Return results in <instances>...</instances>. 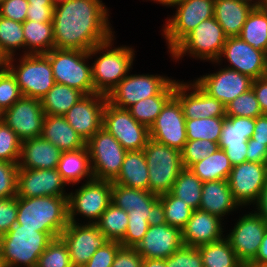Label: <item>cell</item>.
<instances>
[{"label":"cell","instance_id":"cell-1","mask_svg":"<svg viewBox=\"0 0 267 267\" xmlns=\"http://www.w3.org/2000/svg\"><path fill=\"white\" fill-rule=\"evenodd\" d=\"M100 0H66L54 5V49L90 51L113 37Z\"/></svg>","mask_w":267,"mask_h":267},{"label":"cell","instance_id":"cell-2","mask_svg":"<svg viewBox=\"0 0 267 267\" xmlns=\"http://www.w3.org/2000/svg\"><path fill=\"white\" fill-rule=\"evenodd\" d=\"M68 222V196L18 197L16 223L22 228L52 233L57 238Z\"/></svg>","mask_w":267,"mask_h":267},{"label":"cell","instance_id":"cell-3","mask_svg":"<svg viewBox=\"0 0 267 267\" xmlns=\"http://www.w3.org/2000/svg\"><path fill=\"white\" fill-rule=\"evenodd\" d=\"M113 38L93 47L90 51L75 49H52L45 55L49 58L55 83L67 85L84 95L94 94L91 67L85 59L112 46Z\"/></svg>","mask_w":267,"mask_h":267},{"label":"cell","instance_id":"cell-4","mask_svg":"<svg viewBox=\"0 0 267 267\" xmlns=\"http://www.w3.org/2000/svg\"><path fill=\"white\" fill-rule=\"evenodd\" d=\"M56 238L52 233L22 228L15 224L5 235L0 236V249L6 267H36L39 256ZM18 265V266H17Z\"/></svg>","mask_w":267,"mask_h":267},{"label":"cell","instance_id":"cell-5","mask_svg":"<svg viewBox=\"0 0 267 267\" xmlns=\"http://www.w3.org/2000/svg\"><path fill=\"white\" fill-rule=\"evenodd\" d=\"M149 173V191L156 195L169 193L184 168L181 151L151 138L143 148Z\"/></svg>","mask_w":267,"mask_h":267},{"label":"cell","instance_id":"cell-6","mask_svg":"<svg viewBox=\"0 0 267 267\" xmlns=\"http://www.w3.org/2000/svg\"><path fill=\"white\" fill-rule=\"evenodd\" d=\"M12 59H6V67L16 78L23 96L41 99L54 86L53 71L45 54H24L18 68Z\"/></svg>","mask_w":267,"mask_h":267},{"label":"cell","instance_id":"cell-7","mask_svg":"<svg viewBox=\"0 0 267 267\" xmlns=\"http://www.w3.org/2000/svg\"><path fill=\"white\" fill-rule=\"evenodd\" d=\"M227 36L215 17L201 22L170 53L179 59L186 52L192 56L220 62Z\"/></svg>","mask_w":267,"mask_h":267},{"label":"cell","instance_id":"cell-8","mask_svg":"<svg viewBox=\"0 0 267 267\" xmlns=\"http://www.w3.org/2000/svg\"><path fill=\"white\" fill-rule=\"evenodd\" d=\"M86 147L93 179L113 181L121 171L127 150L104 128L86 142Z\"/></svg>","mask_w":267,"mask_h":267},{"label":"cell","instance_id":"cell-9","mask_svg":"<svg viewBox=\"0 0 267 267\" xmlns=\"http://www.w3.org/2000/svg\"><path fill=\"white\" fill-rule=\"evenodd\" d=\"M75 193V195L70 193L68 196L69 222L76 223L74 217L80 213L89 220L92 219L89 224H96L111 203L112 181L92 179Z\"/></svg>","mask_w":267,"mask_h":267},{"label":"cell","instance_id":"cell-10","mask_svg":"<svg viewBox=\"0 0 267 267\" xmlns=\"http://www.w3.org/2000/svg\"><path fill=\"white\" fill-rule=\"evenodd\" d=\"M133 58L134 51L130 47L103 52L91 66L94 93L107 96L128 74Z\"/></svg>","mask_w":267,"mask_h":267},{"label":"cell","instance_id":"cell-11","mask_svg":"<svg viewBox=\"0 0 267 267\" xmlns=\"http://www.w3.org/2000/svg\"><path fill=\"white\" fill-rule=\"evenodd\" d=\"M215 0H180L176 15L164 28L170 52L201 22L214 17Z\"/></svg>","mask_w":267,"mask_h":267},{"label":"cell","instance_id":"cell-12","mask_svg":"<svg viewBox=\"0 0 267 267\" xmlns=\"http://www.w3.org/2000/svg\"><path fill=\"white\" fill-rule=\"evenodd\" d=\"M104 128L127 151L143 150L149 140V129L130 114L127 109L113 106L108 101L103 111Z\"/></svg>","mask_w":267,"mask_h":267},{"label":"cell","instance_id":"cell-13","mask_svg":"<svg viewBox=\"0 0 267 267\" xmlns=\"http://www.w3.org/2000/svg\"><path fill=\"white\" fill-rule=\"evenodd\" d=\"M173 81L158 75H126L107 100L115 107L128 109L142 99L160 95Z\"/></svg>","mask_w":267,"mask_h":267},{"label":"cell","instance_id":"cell-14","mask_svg":"<svg viewBox=\"0 0 267 267\" xmlns=\"http://www.w3.org/2000/svg\"><path fill=\"white\" fill-rule=\"evenodd\" d=\"M45 116L40 99L22 96L4 110L3 122L25 141L42 135Z\"/></svg>","mask_w":267,"mask_h":267},{"label":"cell","instance_id":"cell-15","mask_svg":"<svg viewBox=\"0 0 267 267\" xmlns=\"http://www.w3.org/2000/svg\"><path fill=\"white\" fill-rule=\"evenodd\" d=\"M149 138L182 151L186 137V119L179 100L173 95L163 106L154 124L149 128Z\"/></svg>","mask_w":267,"mask_h":267},{"label":"cell","instance_id":"cell-16","mask_svg":"<svg viewBox=\"0 0 267 267\" xmlns=\"http://www.w3.org/2000/svg\"><path fill=\"white\" fill-rule=\"evenodd\" d=\"M60 237L68 247L71 265L74 267H83L97 249L109 241L96 224L79 225L77 222H68Z\"/></svg>","mask_w":267,"mask_h":267},{"label":"cell","instance_id":"cell-17","mask_svg":"<svg viewBox=\"0 0 267 267\" xmlns=\"http://www.w3.org/2000/svg\"><path fill=\"white\" fill-rule=\"evenodd\" d=\"M234 200L241 205L256 203L267 182L265 163L245 161L232 167L228 178Z\"/></svg>","mask_w":267,"mask_h":267},{"label":"cell","instance_id":"cell-18","mask_svg":"<svg viewBox=\"0 0 267 267\" xmlns=\"http://www.w3.org/2000/svg\"><path fill=\"white\" fill-rule=\"evenodd\" d=\"M266 230L267 223L255 211L239 219L228 235L232 249L244 265L256 257Z\"/></svg>","mask_w":267,"mask_h":267},{"label":"cell","instance_id":"cell-19","mask_svg":"<svg viewBox=\"0 0 267 267\" xmlns=\"http://www.w3.org/2000/svg\"><path fill=\"white\" fill-rule=\"evenodd\" d=\"M107 96L94 93L83 96L64 115L66 121L87 142L102 128Z\"/></svg>","mask_w":267,"mask_h":267},{"label":"cell","instance_id":"cell-20","mask_svg":"<svg viewBox=\"0 0 267 267\" xmlns=\"http://www.w3.org/2000/svg\"><path fill=\"white\" fill-rule=\"evenodd\" d=\"M182 245L181 230L158 218L149 225L148 231L135 249L143 258L166 259Z\"/></svg>","mask_w":267,"mask_h":267},{"label":"cell","instance_id":"cell-21","mask_svg":"<svg viewBox=\"0 0 267 267\" xmlns=\"http://www.w3.org/2000/svg\"><path fill=\"white\" fill-rule=\"evenodd\" d=\"M195 83L210 97L216 98L226 106L239 95L249 91L253 79L236 70L224 68L198 78Z\"/></svg>","mask_w":267,"mask_h":267},{"label":"cell","instance_id":"cell-22","mask_svg":"<svg viewBox=\"0 0 267 267\" xmlns=\"http://www.w3.org/2000/svg\"><path fill=\"white\" fill-rule=\"evenodd\" d=\"M63 180L56 168H19L17 174V197L69 196L64 194Z\"/></svg>","mask_w":267,"mask_h":267},{"label":"cell","instance_id":"cell-23","mask_svg":"<svg viewBox=\"0 0 267 267\" xmlns=\"http://www.w3.org/2000/svg\"><path fill=\"white\" fill-rule=\"evenodd\" d=\"M224 55L232 65L227 67L250 78L257 79L267 75L266 52L255 50L239 36L227 37L221 57Z\"/></svg>","mask_w":267,"mask_h":267},{"label":"cell","instance_id":"cell-24","mask_svg":"<svg viewBox=\"0 0 267 267\" xmlns=\"http://www.w3.org/2000/svg\"><path fill=\"white\" fill-rule=\"evenodd\" d=\"M189 85L176 81L174 91V96L182 106L185 119L226 117V108L221 101L210 97L195 82ZM191 86L194 91L185 94L188 89H191Z\"/></svg>","mask_w":267,"mask_h":267},{"label":"cell","instance_id":"cell-25","mask_svg":"<svg viewBox=\"0 0 267 267\" xmlns=\"http://www.w3.org/2000/svg\"><path fill=\"white\" fill-rule=\"evenodd\" d=\"M221 220L218 216L196 209L181 230L183 245L198 247L222 239Z\"/></svg>","mask_w":267,"mask_h":267},{"label":"cell","instance_id":"cell-26","mask_svg":"<svg viewBox=\"0 0 267 267\" xmlns=\"http://www.w3.org/2000/svg\"><path fill=\"white\" fill-rule=\"evenodd\" d=\"M62 151L42 136L22 141L19 168L54 169L57 168Z\"/></svg>","mask_w":267,"mask_h":267},{"label":"cell","instance_id":"cell-27","mask_svg":"<svg viewBox=\"0 0 267 267\" xmlns=\"http://www.w3.org/2000/svg\"><path fill=\"white\" fill-rule=\"evenodd\" d=\"M44 139L63 151H75L86 147L84 139L61 115H46L42 135Z\"/></svg>","mask_w":267,"mask_h":267},{"label":"cell","instance_id":"cell-28","mask_svg":"<svg viewBox=\"0 0 267 267\" xmlns=\"http://www.w3.org/2000/svg\"><path fill=\"white\" fill-rule=\"evenodd\" d=\"M239 204L234 200L228 180L203 182L199 209L220 219L236 209Z\"/></svg>","mask_w":267,"mask_h":267},{"label":"cell","instance_id":"cell-29","mask_svg":"<svg viewBox=\"0 0 267 267\" xmlns=\"http://www.w3.org/2000/svg\"><path fill=\"white\" fill-rule=\"evenodd\" d=\"M254 7L238 0H215L214 17L227 37L239 36Z\"/></svg>","mask_w":267,"mask_h":267},{"label":"cell","instance_id":"cell-30","mask_svg":"<svg viewBox=\"0 0 267 267\" xmlns=\"http://www.w3.org/2000/svg\"><path fill=\"white\" fill-rule=\"evenodd\" d=\"M112 183L149 190V173L143 150L127 151L121 171Z\"/></svg>","mask_w":267,"mask_h":267},{"label":"cell","instance_id":"cell-31","mask_svg":"<svg viewBox=\"0 0 267 267\" xmlns=\"http://www.w3.org/2000/svg\"><path fill=\"white\" fill-rule=\"evenodd\" d=\"M159 205H146L128 211V227L120 244L135 248L148 231L149 225L159 218Z\"/></svg>","mask_w":267,"mask_h":267},{"label":"cell","instance_id":"cell-32","mask_svg":"<svg viewBox=\"0 0 267 267\" xmlns=\"http://www.w3.org/2000/svg\"><path fill=\"white\" fill-rule=\"evenodd\" d=\"M56 169L67 184H75L83 177L93 179L87 147L63 151Z\"/></svg>","mask_w":267,"mask_h":267},{"label":"cell","instance_id":"cell-33","mask_svg":"<svg viewBox=\"0 0 267 267\" xmlns=\"http://www.w3.org/2000/svg\"><path fill=\"white\" fill-rule=\"evenodd\" d=\"M25 47L28 50L25 54H46L54 49V31L52 22H36L25 20L22 23ZM30 51V52H29Z\"/></svg>","mask_w":267,"mask_h":267},{"label":"cell","instance_id":"cell-34","mask_svg":"<svg viewBox=\"0 0 267 267\" xmlns=\"http://www.w3.org/2000/svg\"><path fill=\"white\" fill-rule=\"evenodd\" d=\"M83 96L85 95L75 88L55 83L40 100L45 115L64 116Z\"/></svg>","mask_w":267,"mask_h":267},{"label":"cell","instance_id":"cell-35","mask_svg":"<svg viewBox=\"0 0 267 267\" xmlns=\"http://www.w3.org/2000/svg\"><path fill=\"white\" fill-rule=\"evenodd\" d=\"M232 165L226 152L218 148L215 153L196 162L190 167V170L202 181L228 180Z\"/></svg>","mask_w":267,"mask_h":267},{"label":"cell","instance_id":"cell-36","mask_svg":"<svg viewBox=\"0 0 267 267\" xmlns=\"http://www.w3.org/2000/svg\"><path fill=\"white\" fill-rule=\"evenodd\" d=\"M239 37L258 51H267V6L253 8Z\"/></svg>","mask_w":267,"mask_h":267},{"label":"cell","instance_id":"cell-37","mask_svg":"<svg viewBox=\"0 0 267 267\" xmlns=\"http://www.w3.org/2000/svg\"><path fill=\"white\" fill-rule=\"evenodd\" d=\"M174 80L160 95L145 98L130 106L127 110L140 124L148 129L154 124L165 103L174 95Z\"/></svg>","mask_w":267,"mask_h":267},{"label":"cell","instance_id":"cell-38","mask_svg":"<svg viewBox=\"0 0 267 267\" xmlns=\"http://www.w3.org/2000/svg\"><path fill=\"white\" fill-rule=\"evenodd\" d=\"M204 267H245L227 238L197 247Z\"/></svg>","mask_w":267,"mask_h":267},{"label":"cell","instance_id":"cell-39","mask_svg":"<svg viewBox=\"0 0 267 267\" xmlns=\"http://www.w3.org/2000/svg\"><path fill=\"white\" fill-rule=\"evenodd\" d=\"M255 128V118L226 116L221 131L219 148L243 145L251 139Z\"/></svg>","mask_w":267,"mask_h":267},{"label":"cell","instance_id":"cell-40","mask_svg":"<svg viewBox=\"0 0 267 267\" xmlns=\"http://www.w3.org/2000/svg\"><path fill=\"white\" fill-rule=\"evenodd\" d=\"M111 202L128 212L134 208L146 207V205H159V196L149 190L129 188L112 183Z\"/></svg>","mask_w":267,"mask_h":267},{"label":"cell","instance_id":"cell-41","mask_svg":"<svg viewBox=\"0 0 267 267\" xmlns=\"http://www.w3.org/2000/svg\"><path fill=\"white\" fill-rule=\"evenodd\" d=\"M194 209L171 192L159 195V219L172 227L182 230Z\"/></svg>","mask_w":267,"mask_h":267},{"label":"cell","instance_id":"cell-42","mask_svg":"<svg viewBox=\"0 0 267 267\" xmlns=\"http://www.w3.org/2000/svg\"><path fill=\"white\" fill-rule=\"evenodd\" d=\"M203 182L190 170L183 168L175 180L172 190L174 196L182 199L192 209L200 207Z\"/></svg>","mask_w":267,"mask_h":267},{"label":"cell","instance_id":"cell-43","mask_svg":"<svg viewBox=\"0 0 267 267\" xmlns=\"http://www.w3.org/2000/svg\"><path fill=\"white\" fill-rule=\"evenodd\" d=\"M96 225L109 241L121 242L128 227V212L111 202Z\"/></svg>","mask_w":267,"mask_h":267},{"label":"cell","instance_id":"cell-44","mask_svg":"<svg viewBox=\"0 0 267 267\" xmlns=\"http://www.w3.org/2000/svg\"><path fill=\"white\" fill-rule=\"evenodd\" d=\"M225 117L186 119L187 140H209L219 143Z\"/></svg>","mask_w":267,"mask_h":267},{"label":"cell","instance_id":"cell-45","mask_svg":"<svg viewBox=\"0 0 267 267\" xmlns=\"http://www.w3.org/2000/svg\"><path fill=\"white\" fill-rule=\"evenodd\" d=\"M25 47L22 23L0 16V52L5 59L14 56V49Z\"/></svg>","mask_w":267,"mask_h":267},{"label":"cell","instance_id":"cell-46","mask_svg":"<svg viewBox=\"0 0 267 267\" xmlns=\"http://www.w3.org/2000/svg\"><path fill=\"white\" fill-rule=\"evenodd\" d=\"M36 267H73L68 247L61 237L54 238L39 256Z\"/></svg>","mask_w":267,"mask_h":267},{"label":"cell","instance_id":"cell-47","mask_svg":"<svg viewBox=\"0 0 267 267\" xmlns=\"http://www.w3.org/2000/svg\"><path fill=\"white\" fill-rule=\"evenodd\" d=\"M225 108L226 116L257 118L263 115L252 88L229 102Z\"/></svg>","mask_w":267,"mask_h":267},{"label":"cell","instance_id":"cell-48","mask_svg":"<svg viewBox=\"0 0 267 267\" xmlns=\"http://www.w3.org/2000/svg\"><path fill=\"white\" fill-rule=\"evenodd\" d=\"M219 148L218 143L209 140H187L181 151L184 168H190L196 162L203 160L208 155L215 153Z\"/></svg>","mask_w":267,"mask_h":267},{"label":"cell","instance_id":"cell-49","mask_svg":"<svg viewBox=\"0 0 267 267\" xmlns=\"http://www.w3.org/2000/svg\"><path fill=\"white\" fill-rule=\"evenodd\" d=\"M22 141L4 122L0 123V160L18 162Z\"/></svg>","mask_w":267,"mask_h":267},{"label":"cell","instance_id":"cell-50","mask_svg":"<svg viewBox=\"0 0 267 267\" xmlns=\"http://www.w3.org/2000/svg\"><path fill=\"white\" fill-rule=\"evenodd\" d=\"M16 78L7 67L0 68V107L10 108L22 97Z\"/></svg>","mask_w":267,"mask_h":267},{"label":"cell","instance_id":"cell-51","mask_svg":"<svg viewBox=\"0 0 267 267\" xmlns=\"http://www.w3.org/2000/svg\"><path fill=\"white\" fill-rule=\"evenodd\" d=\"M18 162L0 160V199L17 196Z\"/></svg>","mask_w":267,"mask_h":267},{"label":"cell","instance_id":"cell-52","mask_svg":"<svg viewBox=\"0 0 267 267\" xmlns=\"http://www.w3.org/2000/svg\"><path fill=\"white\" fill-rule=\"evenodd\" d=\"M167 267H204L197 247L182 245L166 258Z\"/></svg>","mask_w":267,"mask_h":267},{"label":"cell","instance_id":"cell-53","mask_svg":"<svg viewBox=\"0 0 267 267\" xmlns=\"http://www.w3.org/2000/svg\"><path fill=\"white\" fill-rule=\"evenodd\" d=\"M17 214V196L0 199V236L5 235L16 224Z\"/></svg>","mask_w":267,"mask_h":267},{"label":"cell","instance_id":"cell-54","mask_svg":"<svg viewBox=\"0 0 267 267\" xmlns=\"http://www.w3.org/2000/svg\"><path fill=\"white\" fill-rule=\"evenodd\" d=\"M121 247L120 242L108 241L103 247L97 249L83 267H111Z\"/></svg>","mask_w":267,"mask_h":267},{"label":"cell","instance_id":"cell-55","mask_svg":"<svg viewBox=\"0 0 267 267\" xmlns=\"http://www.w3.org/2000/svg\"><path fill=\"white\" fill-rule=\"evenodd\" d=\"M28 5L27 0H6L0 4V16L23 23L26 20Z\"/></svg>","mask_w":267,"mask_h":267},{"label":"cell","instance_id":"cell-56","mask_svg":"<svg viewBox=\"0 0 267 267\" xmlns=\"http://www.w3.org/2000/svg\"><path fill=\"white\" fill-rule=\"evenodd\" d=\"M143 257L132 247H121L111 267H142Z\"/></svg>","mask_w":267,"mask_h":267},{"label":"cell","instance_id":"cell-57","mask_svg":"<svg viewBox=\"0 0 267 267\" xmlns=\"http://www.w3.org/2000/svg\"><path fill=\"white\" fill-rule=\"evenodd\" d=\"M54 5H28L26 20L52 22Z\"/></svg>","mask_w":267,"mask_h":267},{"label":"cell","instance_id":"cell-58","mask_svg":"<svg viewBox=\"0 0 267 267\" xmlns=\"http://www.w3.org/2000/svg\"><path fill=\"white\" fill-rule=\"evenodd\" d=\"M246 153L247 161L266 163L267 146L264 143H254V139H249Z\"/></svg>","mask_w":267,"mask_h":267},{"label":"cell","instance_id":"cell-59","mask_svg":"<svg viewBox=\"0 0 267 267\" xmlns=\"http://www.w3.org/2000/svg\"><path fill=\"white\" fill-rule=\"evenodd\" d=\"M252 89L263 114H267V75L253 80Z\"/></svg>","mask_w":267,"mask_h":267},{"label":"cell","instance_id":"cell-60","mask_svg":"<svg viewBox=\"0 0 267 267\" xmlns=\"http://www.w3.org/2000/svg\"><path fill=\"white\" fill-rule=\"evenodd\" d=\"M248 142H243V145L236 146H226L223 150L226 152L227 157L232 166L241 164L247 161L246 152H247Z\"/></svg>","mask_w":267,"mask_h":267},{"label":"cell","instance_id":"cell-61","mask_svg":"<svg viewBox=\"0 0 267 267\" xmlns=\"http://www.w3.org/2000/svg\"><path fill=\"white\" fill-rule=\"evenodd\" d=\"M251 138L254 139V143H264L267 146V114L255 118V128Z\"/></svg>","mask_w":267,"mask_h":267},{"label":"cell","instance_id":"cell-62","mask_svg":"<svg viewBox=\"0 0 267 267\" xmlns=\"http://www.w3.org/2000/svg\"><path fill=\"white\" fill-rule=\"evenodd\" d=\"M256 205L257 214L267 223V182L260 192Z\"/></svg>","mask_w":267,"mask_h":267},{"label":"cell","instance_id":"cell-63","mask_svg":"<svg viewBox=\"0 0 267 267\" xmlns=\"http://www.w3.org/2000/svg\"><path fill=\"white\" fill-rule=\"evenodd\" d=\"M249 264H267V230L256 257Z\"/></svg>","mask_w":267,"mask_h":267},{"label":"cell","instance_id":"cell-64","mask_svg":"<svg viewBox=\"0 0 267 267\" xmlns=\"http://www.w3.org/2000/svg\"><path fill=\"white\" fill-rule=\"evenodd\" d=\"M142 267H167L165 259L143 258Z\"/></svg>","mask_w":267,"mask_h":267},{"label":"cell","instance_id":"cell-65","mask_svg":"<svg viewBox=\"0 0 267 267\" xmlns=\"http://www.w3.org/2000/svg\"><path fill=\"white\" fill-rule=\"evenodd\" d=\"M238 1H242L245 3H248L250 5H252L254 8H260V7H266L267 6V0H258L255 1V3H252V0H238Z\"/></svg>","mask_w":267,"mask_h":267},{"label":"cell","instance_id":"cell-66","mask_svg":"<svg viewBox=\"0 0 267 267\" xmlns=\"http://www.w3.org/2000/svg\"><path fill=\"white\" fill-rule=\"evenodd\" d=\"M29 5H55L52 0H27Z\"/></svg>","mask_w":267,"mask_h":267},{"label":"cell","instance_id":"cell-67","mask_svg":"<svg viewBox=\"0 0 267 267\" xmlns=\"http://www.w3.org/2000/svg\"><path fill=\"white\" fill-rule=\"evenodd\" d=\"M156 2H160L164 6H174L176 3H178L180 0H154Z\"/></svg>","mask_w":267,"mask_h":267},{"label":"cell","instance_id":"cell-68","mask_svg":"<svg viewBox=\"0 0 267 267\" xmlns=\"http://www.w3.org/2000/svg\"><path fill=\"white\" fill-rule=\"evenodd\" d=\"M6 67V59L0 52V68Z\"/></svg>","mask_w":267,"mask_h":267},{"label":"cell","instance_id":"cell-69","mask_svg":"<svg viewBox=\"0 0 267 267\" xmlns=\"http://www.w3.org/2000/svg\"><path fill=\"white\" fill-rule=\"evenodd\" d=\"M245 267H267V264H247Z\"/></svg>","mask_w":267,"mask_h":267},{"label":"cell","instance_id":"cell-70","mask_svg":"<svg viewBox=\"0 0 267 267\" xmlns=\"http://www.w3.org/2000/svg\"><path fill=\"white\" fill-rule=\"evenodd\" d=\"M3 118H4V109L0 107V123L3 122Z\"/></svg>","mask_w":267,"mask_h":267},{"label":"cell","instance_id":"cell-71","mask_svg":"<svg viewBox=\"0 0 267 267\" xmlns=\"http://www.w3.org/2000/svg\"><path fill=\"white\" fill-rule=\"evenodd\" d=\"M0 267H5V263L3 261V256H2L1 249H0Z\"/></svg>","mask_w":267,"mask_h":267},{"label":"cell","instance_id":"cell-72","mask_svg":"<svg viewBox=\"0 0 267 267\" xmlns=\"http://www.w3.org/2000/svg\"><path fill=\"white\" fill-rule=\"evenodd\" d=\"M54 4L60 3L62 1H66V0H52Z\"/></svg>","mask_w":267,"mask_h":267}]
</instances>
